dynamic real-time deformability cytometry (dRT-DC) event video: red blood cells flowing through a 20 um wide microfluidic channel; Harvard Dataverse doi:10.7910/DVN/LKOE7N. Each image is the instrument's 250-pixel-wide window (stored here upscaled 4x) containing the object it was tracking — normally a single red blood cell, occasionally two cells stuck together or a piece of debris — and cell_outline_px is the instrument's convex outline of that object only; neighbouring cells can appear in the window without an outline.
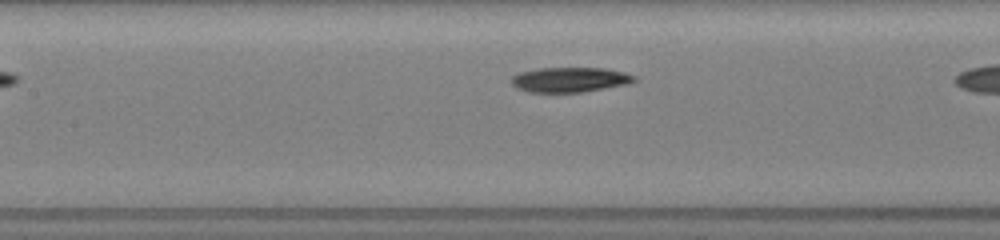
{"species": "common noctule bat (a hibernating species)", "species_latin": "Nyctalus noctula", "temperature_condition": "room temperature", "stored_images_in_passage": 10, "camera_frame_rate_fps": 3000, "um_per_image_px": 0.085, "animal": {"sex": "female", "body_mass_g": 19.5, "forearm_length_mm": 54.1}, "frame": {"image": 1, "passage_image": 5, "time_ms": 1.333, "image_size_px": [1000, 240], "cell_outline_px": [[636, 80], [628, 84], [584, 92], [528, 92], [516, 88], [512, 84], [512, 76], [520, 72], [540, 68], [604, 68], [624, 72], [636, 76]], "centroid_in_image_um": [48.45, 6.77], "position_along_channel_um": 159.0, "area_um2": 17.86}}